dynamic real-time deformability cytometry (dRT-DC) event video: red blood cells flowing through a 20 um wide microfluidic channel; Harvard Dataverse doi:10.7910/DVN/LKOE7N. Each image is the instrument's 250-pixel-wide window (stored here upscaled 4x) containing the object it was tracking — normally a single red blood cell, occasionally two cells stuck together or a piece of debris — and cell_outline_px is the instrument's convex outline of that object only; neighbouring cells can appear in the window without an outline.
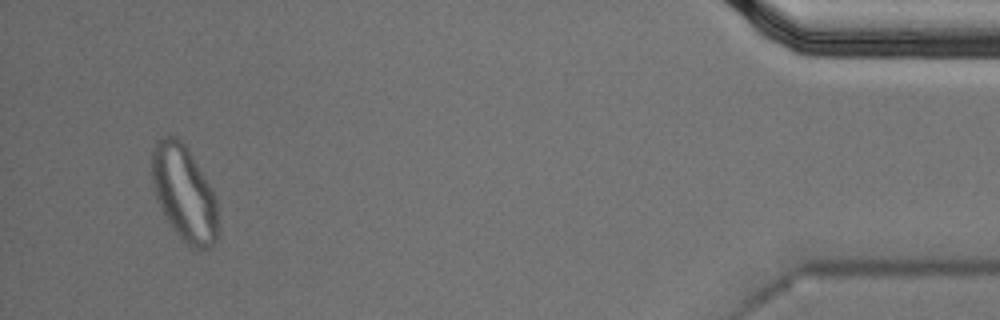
{"species": "Egyptian fruit bat (a non-hibernating species)", "species_latin": "Rousettus aegyptiacus", "temperature_condition": "cold", "stored_images_in_passage": 56, "segment_of_instrument_passage": [2, 2], "camera_frame_rate_fps": 3000, "um_per_image_px": 0.085, "animal": {"sex": "male"}, "frame": {"image": 1, "passage_image": 54, "time_ms": 17.667, "image_size_px": [1000, 320], "cell_outline_px": [[216, 240], [208, 248], [192, 248], [172, 228], [156, 196], [152, 184], [152, 148], [160, 136], [180, 136], [188, 148], [212, 188], [216, 196]], "centroid_in_image_um": [15.64, 16.34], "position_along_channel_um": 419.6, "area_um2": 36.41}}